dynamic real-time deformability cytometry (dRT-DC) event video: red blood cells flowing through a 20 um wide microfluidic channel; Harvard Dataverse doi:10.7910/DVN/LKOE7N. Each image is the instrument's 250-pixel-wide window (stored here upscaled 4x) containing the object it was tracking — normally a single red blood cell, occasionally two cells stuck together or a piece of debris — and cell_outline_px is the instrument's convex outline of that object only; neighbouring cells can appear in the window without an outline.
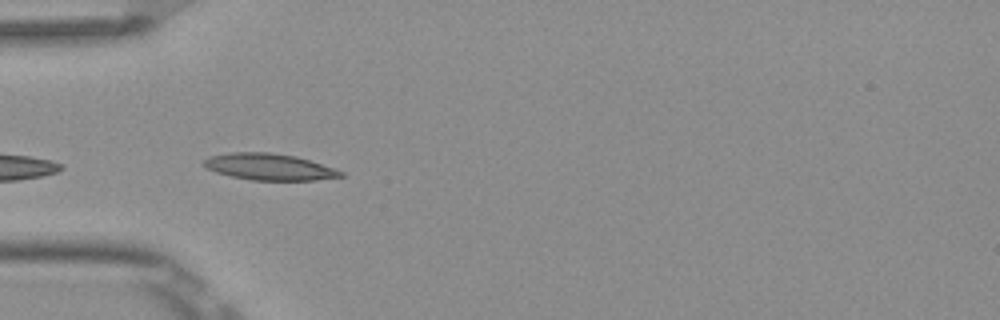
{"species": "Egyptian fruit bat (a non-hibernating species)", "species_latin": "Rousettus aegyptiacus", "temperature_condition": "room temperature", "stored_images_in_passage": 6, "camera_frame_rate_fps": 3000, "um_per_image_px": 0.085, "frame": {"image": 1, "passage_image": 5, "time_ms": 1.333, "image_size_px": [1000, 320], "cell_outline_px": [[344, 176], [316, 180], [252, 180], [232, 176], [216, 172], [200, 164], [208, 156], [228, 152], [268, 152], [296, 156], [344, 172]], "centroid_in_image_um": [22.83, 14.17], "position_along_channel_um": 62.2, "area_um2": 21.04}}
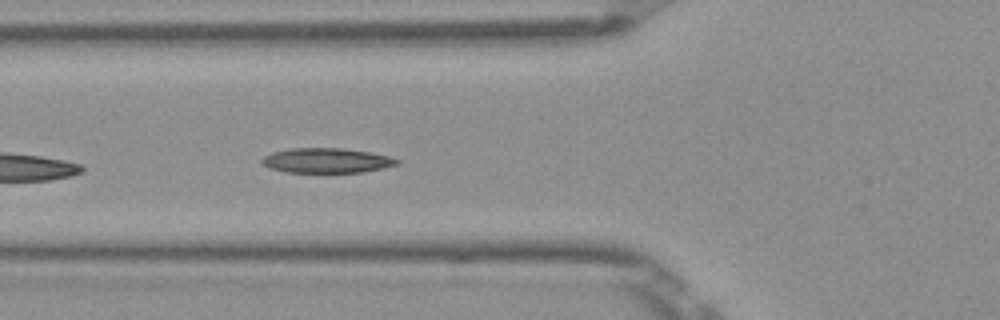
{"frame": {"image": 2, "passage_image": 6, "time_ms": 1.667, "image_size_px": [1000, 320], "cell_outline_px": [[400, 164], [384, 168], [360, 172], [284, 172], [268, 168], [260, 164], [260, 160], [264, 156], [272, 152], [288, 148], [340, 148], [368, 152], [388, 156], [400, 160]], "centroid_in_image_um": [27.7, 13.64], "position_along_channel_um": 98.1, "area_um2": 19.65}}